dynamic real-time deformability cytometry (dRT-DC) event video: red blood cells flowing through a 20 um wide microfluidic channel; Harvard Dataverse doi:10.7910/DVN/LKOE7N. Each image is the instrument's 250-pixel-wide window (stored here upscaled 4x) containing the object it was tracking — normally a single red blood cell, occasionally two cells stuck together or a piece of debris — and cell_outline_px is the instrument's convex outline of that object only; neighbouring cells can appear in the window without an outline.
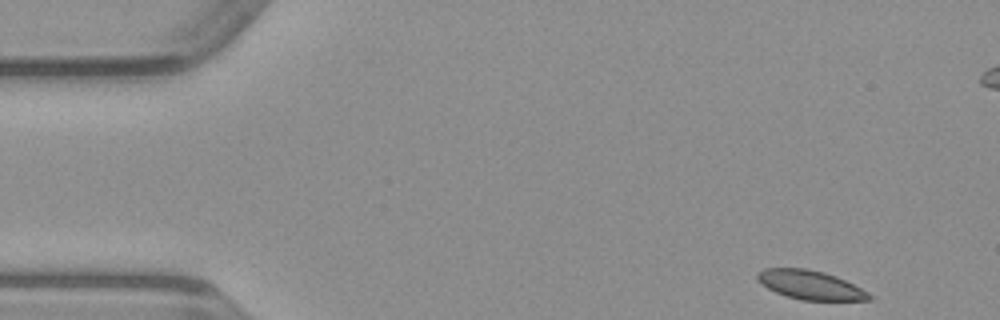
{"species": "common noctule bat (a hibernating species)", "species_latin": "Nyctalus noctula", "temperature_condition": "warm", "stored_images_in_passage": 47, "camera_frame_rate_fps": 3000, "um_per_image_px": 0.085, "animal": {"sex": "male", "body_mass_g": 23.1, "forearm_length_mm": 52.7}, "frame": {"image": 1, "passage_image": 1, "time_ms": 0.0, "image_size_px": [1000, 320], "cell_outline_px": [[872, 300], [800, 300], [776, 292], [768, 288], [756, 280], [756, 272], [764, 268], [808, 268], [824, 272], [836, 276], [868, 292], [872, 296]], "centroid_in_image_um": [68.84, 24.21], "position_along_channel_um": 16.2, "area_um2": 18.84}}
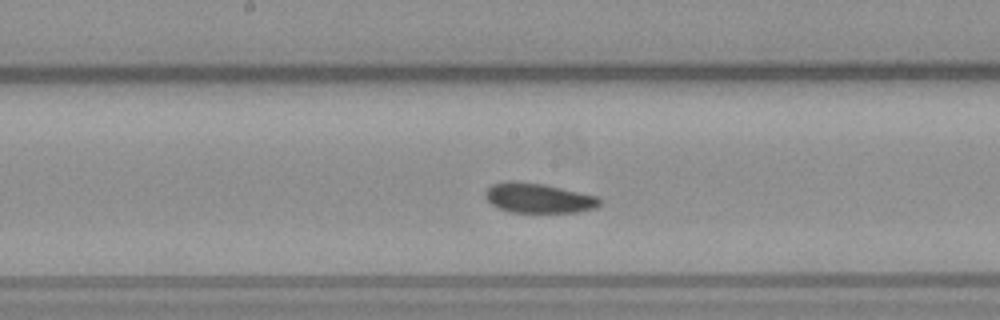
{"frame": {"image": 2, "passage_image": 22, "time_ms": 7.0, "image_size_px": [1000, 320], "cell_outline_px": [[600, 204], [596, 208], [576, 212], [512, 212], [500, 208], [492, 204], [484, 196], [484, 192], [492, 184], [508, 180], [512, 180], [544, 184], [600, 196]], "centroid_in_image_um": [45.78, 16.82], "position_along_channel_um": 202.4, "area_um2": 19.94}}
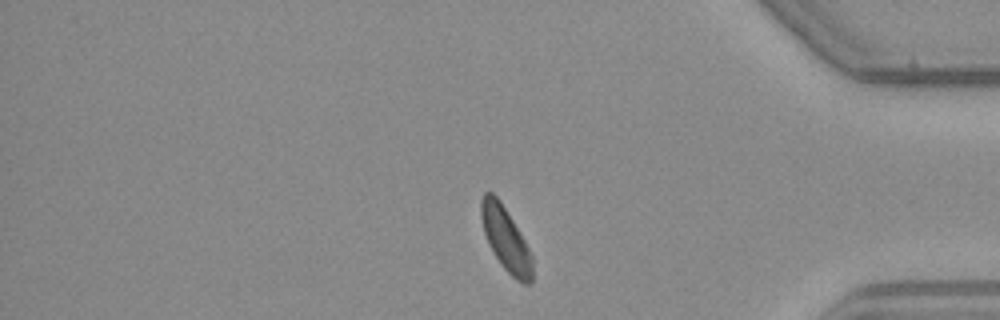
{"frame": {"image": 3, "passage_image": 38, "time_ms": 12.333, "image_size_px": [1000, 320], "cell_outline_px": [[532, 280], [528, 284], [524, 284], [516, 280], [500, 264], [488, 244], [484, 232], [480, 216], [480, 200], [484, 192], [492, 192], [500, 200], [524, 240], [532, 256]], "centroid_in_image_um": [42.96, 20.31], "position_along_channel_um": 392.2, "area_um2": 18.9}}